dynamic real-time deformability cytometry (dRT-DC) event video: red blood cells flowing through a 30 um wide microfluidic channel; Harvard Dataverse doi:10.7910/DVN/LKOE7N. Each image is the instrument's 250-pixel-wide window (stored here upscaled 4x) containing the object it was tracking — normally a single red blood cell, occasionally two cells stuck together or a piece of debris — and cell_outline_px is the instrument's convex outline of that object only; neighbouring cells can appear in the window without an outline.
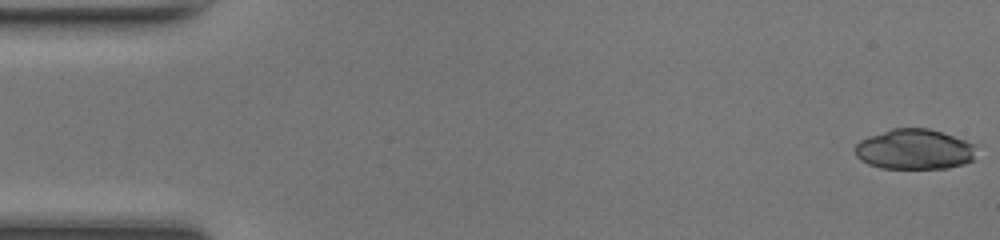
{"species": "common noctule bat (a hibernating species)", "species_latin": "Nyctalus noctula", "temperature_condition": "room temperature", "stored_images_in_passage": 48, "camera_frame_rate_fps": 3000, "um_per_image_px": 0.085, "animal": {"sex": "female", "body_mass_g": 17.0, "forearm_length_mm": 48.0}, "frame": {"image": 1, "passage_image": 1, "time_ms": 0.0, "image_size_px": [1000, 240], "cell_outline_px": [[976, 144], [972, 160], [964, 164], [948, 168], [880, 168], [868, 164], [860, 160], [856, 156], [856, 144], [860, 140], [868, 136], [892, 128], [928, 128]], "centroid_in_image_um": [77.7, 12.69], "position_along_channel_um": 7.3, "area_um2": 28.38}}